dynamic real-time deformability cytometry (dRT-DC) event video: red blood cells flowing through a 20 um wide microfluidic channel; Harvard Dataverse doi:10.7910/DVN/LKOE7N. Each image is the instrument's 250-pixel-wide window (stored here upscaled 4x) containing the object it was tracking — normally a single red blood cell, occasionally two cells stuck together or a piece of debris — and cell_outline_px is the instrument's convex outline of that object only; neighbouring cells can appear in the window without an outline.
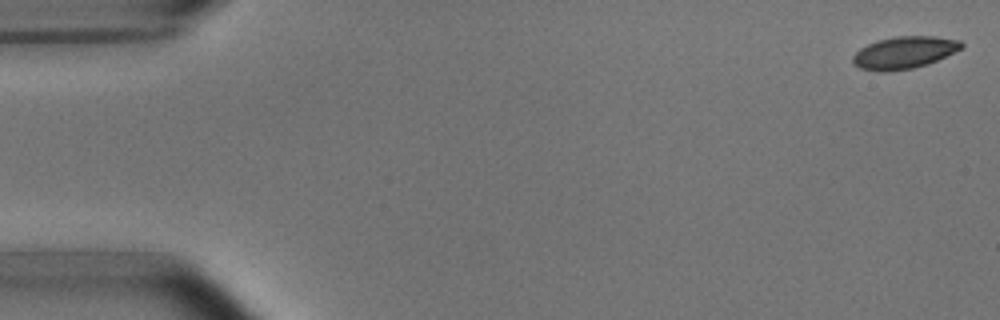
{"species": "common noctule bat (a hibernating species)", "species_latin": "Nyctalus noctula", "temperature_condition": "room temperature", "stored_images_in_passage": 5, "camera_frame_rate_fps": 3000, "um_per_image_px": 0.085, "animal": {"sex": "male", "body_mass_g": 15.6}, "frame": {"image": 1, "passage_image": 1, "time_ms": 0.0, "image_size_px": [1000, 320], "cell_outline_px": [[964, 48], [928, 64], [912, 68], [888, 72], [880, 72], [860, 68], [852, 60], [852, 56], [860, 48], [868, 44], [880, 40], [896, 36], [932, 36], [960, 40], [964, 44]], "centroid_in_image_um": [76.88, 4.47], "position_along_channel_um": 8.1, "area_um2": 20.35}}
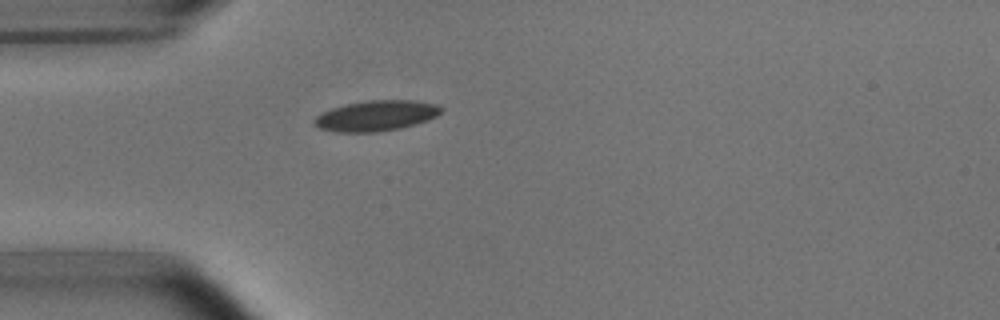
{"frame": {"image": 2, "passage_image": 5, "time_ms": 4.667, "image_size_px": [1000, 320], "cell_outline_px": [[444, 108], [436, 116], [428, 120], [416, 124], [400, 128], [376, 132], [336, 132], [320, 128], [312, 120], [316, 116], [332, 108], [348, 104], [368, 100], [412, 100], [436, 104]], "centroid_in_image_um": [32.0, 9.84], "position_along_channel_um": 53.0, "area_um2": 22.37}}